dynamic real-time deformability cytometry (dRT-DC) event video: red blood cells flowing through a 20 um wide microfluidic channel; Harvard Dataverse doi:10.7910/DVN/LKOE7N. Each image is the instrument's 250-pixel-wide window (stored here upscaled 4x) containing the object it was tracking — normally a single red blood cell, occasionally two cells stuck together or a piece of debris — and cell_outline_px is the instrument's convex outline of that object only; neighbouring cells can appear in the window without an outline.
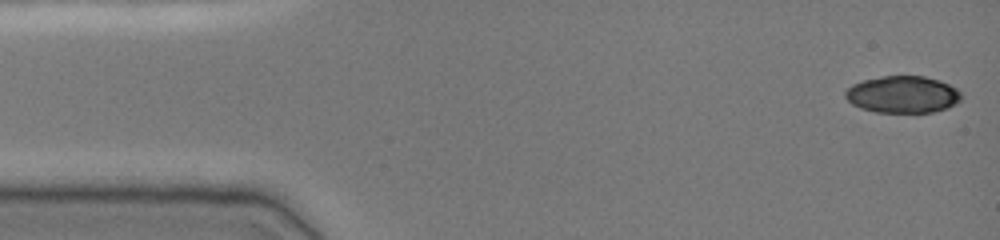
{"species": "common noctule bat (a hibernating species)", "species_latin": "Nyctalus noctula", "temperature_condition": "cold", "stored_images_in_passage": 48, "camera_frame_rate_fps": 3000, "um_per_image_px": 0.085, "animal": {"sex": "female", "body_mass_g": 19.0, "forearm_length_mm": 51.5}, "frame": {"image": 1, "passage_image": 1, "time_ms": 0.0, "image_size_px": [1000, 240], "cell_outline_px": [[960, 100], [948, 108], [932, 112], [876, 112], [860, 108], [852, 104], [844, 96], [844, 92], [852, 84], [864, 80], [884, 76], [924, 76], [940, 80], [956, 88], [960, 92]], "centroid_in_image_um": [76.71, 8.03], "position_along_channel_um": 8.3, "area_um2": 24.91}}
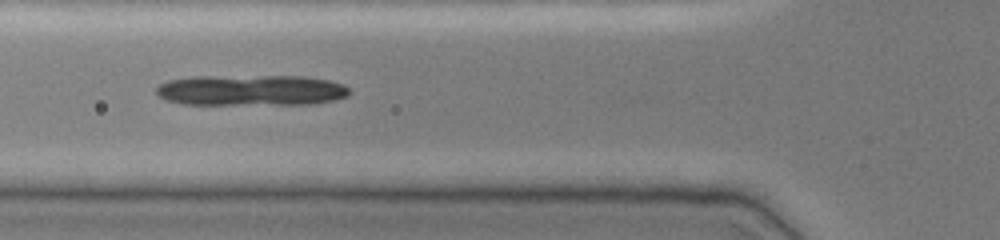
{"frame": {"image": 2, "passage_image": 17, "time_ms": 5.333, "image_size_px": [1000, 240], "cell_outline_px": [[348, 96], [332, 100], [312, 104], [184, 104], [164, 100], [156, 96], [156, 88], [160, 84], [168, 80], [192, 76], [304, 76], [328, 80], [344, 84], [348, 88]], "centroid_in_image_um": [21.29, 7.67], "position_along_channel_um": 104.5, "area_um2": 34.91}}
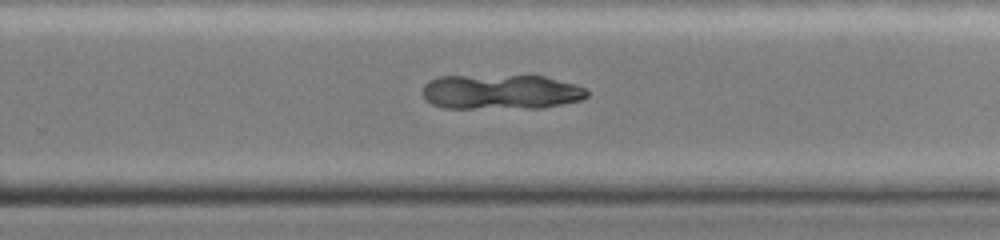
{"frame": {"image": 3, "passage_image": 31, "time_ms": 10.0, "image_size_px": [1000, 240], "cell_outline_px": [[588, 96], [580, 100], [540, 108], [444, 108], [432, 104], [420, 92], [424, 84], [428, 80], [440, 76], [544, 76], [576, 84], [588, 88]], "centroid_in_image_um": [42.57, 7.81], "position_along_channel_um": 287.2, "area_um2": 33.58}}